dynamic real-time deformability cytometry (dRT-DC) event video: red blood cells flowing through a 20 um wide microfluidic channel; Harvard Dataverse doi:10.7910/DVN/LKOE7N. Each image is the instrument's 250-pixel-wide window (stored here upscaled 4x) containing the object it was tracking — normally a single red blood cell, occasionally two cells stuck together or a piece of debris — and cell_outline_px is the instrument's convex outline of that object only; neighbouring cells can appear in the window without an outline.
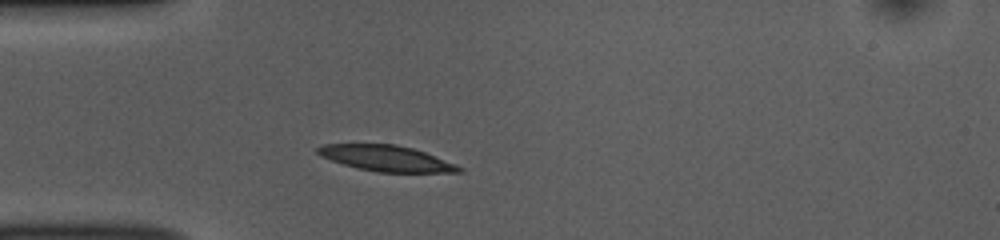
{"species": "common noctule bat (a hibernating species)", "species_latin": "Nyctalus noctula", "temperature_condition": "room temperature", "stored_images_in_passage": 38, "camera_frame_rate_fps": 3000, "um_per_image_px": 0.085, "animal": {"sex": "female", "body_mass_g": 10.0, "forearm_length_mm": 53.1}, "frame": {"image": 1, "passage_image": 6, "time_ms": 1.667, "image_size_px": [1000, 240], "cell_outline_px": [[464, 172], [376, 172], [356, 168], [320, 156], [316, 152], [316, 148], [324, 144], [396, 144], [412, 148], [424, 152], [456, 164], [464, 168]], "centroid_in_image_um": [32.83, 13.46], "position_along_channel_um": 52.2, "area_um2": 21.15}}
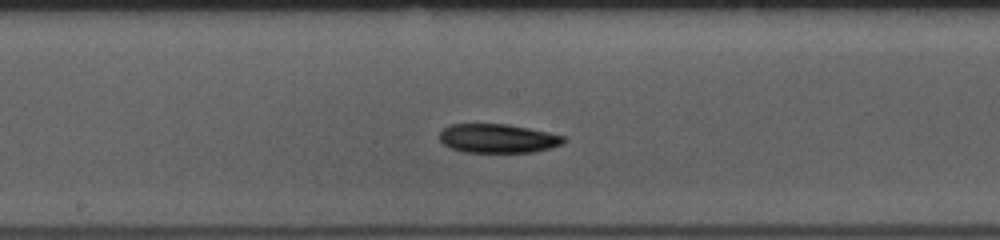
{"frame": {"image": 2, "passage_image": 19, "time_ms": 6.0, "image_size_px": [1000, 240], "cell_outline_px": [[568, 140], [552, 148], [532, 152], [464, 152], [452, 148], [444, 144], [440, 140], [440, 132], [448, 124], [508, 124], [548, 132], [564, 136]], "centroid_in_image_um": [42.33, 11.76], "position_along_channel_um": 205.9, "area_um2": 20.92}}
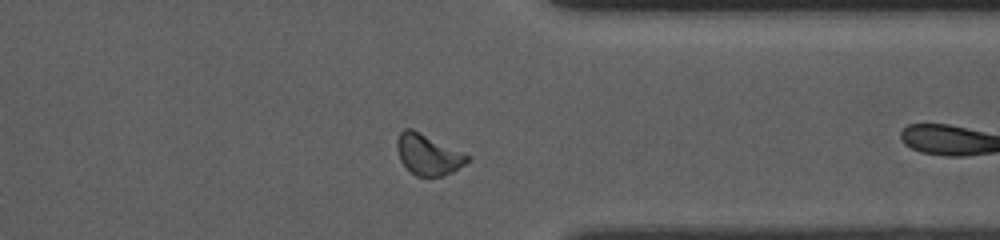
{"frame": {"image": 3, "passage_image": 29, "time_ms": 9.333, "image_size_px": [1000, 240], "cell_outline_px": [[472, 160], [452, 172], [444, 176], [416, 176], [400, 160], [396, 148], [396, 140], [400, 132], [404, 128], [412, 128], [472, 156]], "centroid_in_image_um": [36.41, 13.12], "position_along_channel_um": 375.0, "area_um2": 16.88}, "authors_computed_cell_mechanics": {"area_um2": 21.0392, "velocity_mm_per_s": 3.7397, "shape_relaxation_time_tau1_ms": 4.4828, "shape_relaxation_time_tau2_ms": null, "deformation_change_tau1": 0.0889, "deformation_change_tau2": null}}